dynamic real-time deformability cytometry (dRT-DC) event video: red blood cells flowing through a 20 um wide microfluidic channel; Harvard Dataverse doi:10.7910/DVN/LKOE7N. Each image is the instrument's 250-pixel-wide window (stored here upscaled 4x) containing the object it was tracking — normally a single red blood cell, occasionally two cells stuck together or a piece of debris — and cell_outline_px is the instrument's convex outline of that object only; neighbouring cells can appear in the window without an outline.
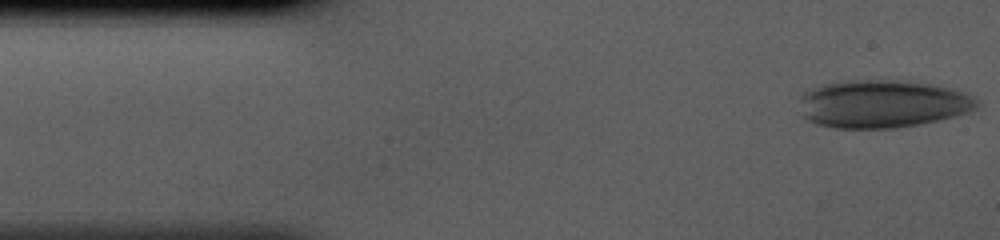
{"species": "human", "species_latin": "Homo sapiens", "temperature_condition": "cold", "stored_images_in_passage": 41, "camera_frame_rate_fps": 3000, "um_per_image_px": 0.085, "donor": {"sex": "male"}, "frame": {"image": 1, "passage_image": 1, "time_ms": 0.0, "image_size_px": [1000, 240], "cell_outline_px": [[980, 104], [972, 112], [940, 120], [920, 124], [896, 128], [832, 128], [816, 124], [808, 120], [804, 116], [800, 96], [804, 92], [812, 88], [836, 80], [896, 80], [928, 84], [948, 88], [972, 96]], "centroid_in_image_um": [75.0, 8.84], "position_along_channel_um": 10.0, "area_um2": 49.53}}
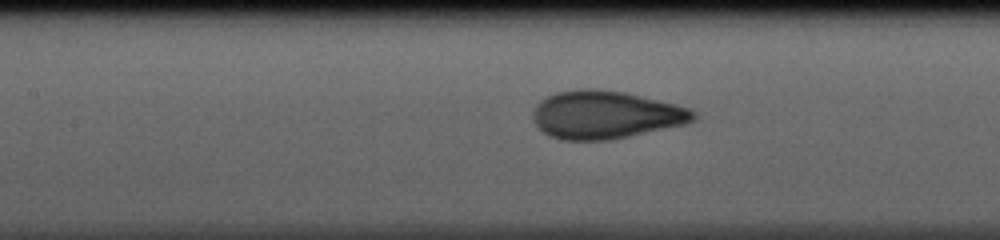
{"frame": {"image": 2, "passage_image": 17, "time_ms": 5.333, "image_size_px": [1000, 240], "cell_outline_px": [[696, 116], [688, 124], [608, 140], [560, 140], [548, 136], [536, 124], [532, 116], [532, 112], [536, 104], [540, 100], [556, 92], [584, 88], [588, 88], [624, 92], [676, 104], [688, 108], [696, 112]], "centroid_in_image_um": [51.45, 9.76], "position_along_channel_um": 155.9, "area_um2": 44.8}}
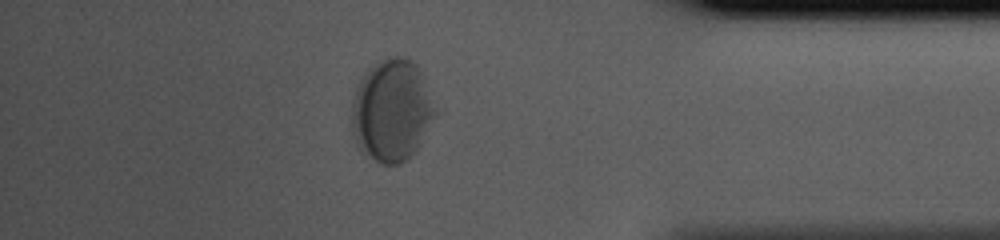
{"frame": {"image": 3, "passage_image": 36, "time_ms": 11.667, "image_size_px": [1000, 240], "cell_outline_px": [[440, 112], [416, 152], [408, 160], [400, 164], [380, 164], [360, 148], [356, 144], [352, 132], [352, 104], [356, 88], [360, 80], [376, 64], [384, 60], [396, 56], [400, 56], [412, 60], [416, 64]], "centroid_in_image_um": [33.36, 9.44], "position_along_channel_um": 401.8, "area_um2": 49.88}}